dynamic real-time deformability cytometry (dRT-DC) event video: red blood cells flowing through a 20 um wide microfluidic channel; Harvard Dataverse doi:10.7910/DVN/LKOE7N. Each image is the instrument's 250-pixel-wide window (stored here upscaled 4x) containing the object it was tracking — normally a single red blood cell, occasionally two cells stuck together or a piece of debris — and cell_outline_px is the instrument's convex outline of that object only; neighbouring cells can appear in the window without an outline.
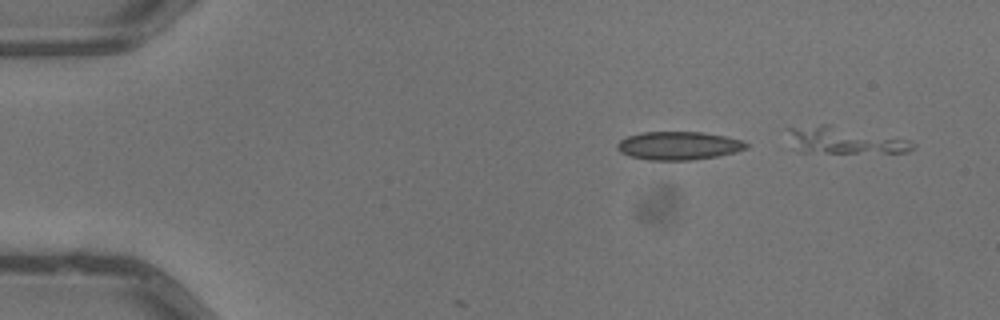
{"species": "common noctule bat (a hibernating species)", "species_latin": "Nyctalus noctula", "temperature_condition": "warm", "stored_images_in_passage": 2, "camera_frame_rate_fps": 3000, "um_per_image_px": 0.085, "animal": {"sex": "male", "body_mass_g": 13.3}, "frame": {"image": 1, "passage_image": 1, "time_ms": 0.0, "image_size_px": [1000, 320], "cell_outline_px": [[748, 148], [736, 152], [716, 156], [692, 160], [648, 160], [632, 156], [620, 152], [616, 148], [616, 144], [620, 140], [628, 136], [640, 132], [704, 132], [744, 140], [748, 144]], "centroid_in_image_um": [57.69, 12.38], "position_along_channel_um": 27.3, "area_um2": 21.33}}